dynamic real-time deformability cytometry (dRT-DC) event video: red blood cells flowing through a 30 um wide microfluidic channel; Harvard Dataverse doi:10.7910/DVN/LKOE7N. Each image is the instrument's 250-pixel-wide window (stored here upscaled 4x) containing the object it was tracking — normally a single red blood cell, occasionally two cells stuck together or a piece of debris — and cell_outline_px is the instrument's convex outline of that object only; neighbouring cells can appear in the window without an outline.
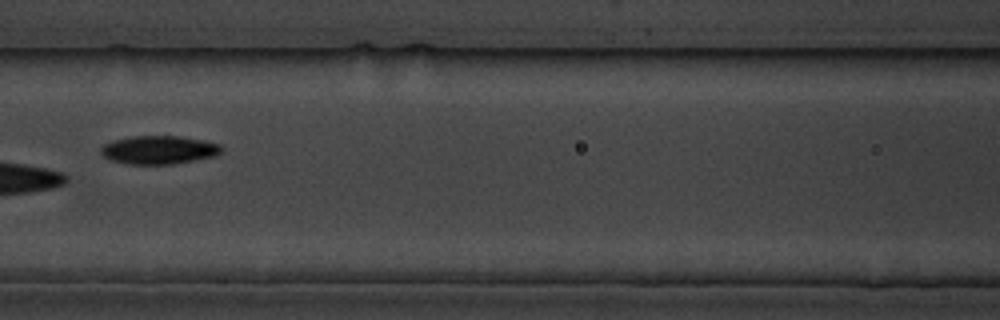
{"species": "common noctule bat (a hibernating species)", "species_latin": "Nyctalus noctula", "temperature_condition": "cold", "stored_images_in_passage": 8, "camera_frame_rate_fps": 3000, "um_per_image_px": 0.085, "animal": {"sex": "male", "body_mass_g": 19.5, "forearm_length_mm": 54.6}, "frame": {"image": 1, "passage_image": 8, "time_ms": 8.0, "image_size_px": [1000, 320], "cell_outline_px": [[224, 152], [216, 156], [196, 160], [172, 164], [128, 164], [112, 160], [104, 156], [100, 152], [100, 148], [104, 144], [112, 140], [132, 136], [180, 136], [204, 140], [220, 144], [224, 148]], "centroid_in_image_um": [13.56, 12.73], "position_along_channel_um": 153.0, "area_um2": 20.17}}